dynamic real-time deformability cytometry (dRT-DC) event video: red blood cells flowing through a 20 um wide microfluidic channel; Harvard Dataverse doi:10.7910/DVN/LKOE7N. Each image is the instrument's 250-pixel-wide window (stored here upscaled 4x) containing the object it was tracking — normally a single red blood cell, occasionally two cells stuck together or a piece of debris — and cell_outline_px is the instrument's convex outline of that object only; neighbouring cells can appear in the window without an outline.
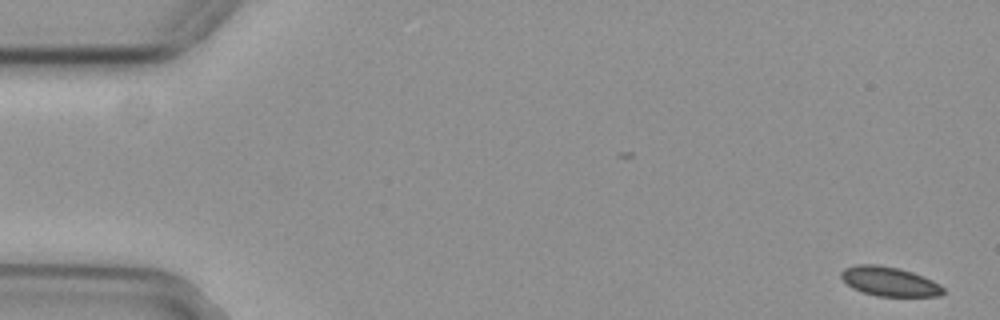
{"species": "common noctule bat (a hibernating species)", "species_latin": "Nyctalus noctula", "temperature_condition": "cold", "stored_images_in_passage": 55, "camera_frame_rate_fps": 3000, "um_per_image_px": 0.085, "animal": {"sex": "female", "body_mass_g": 29.2, "forearm_length_mm": 56.3}, "frame": {"image": 1, "passage_image": 1, "time_ms": 0.0, "image_size_px": [1000, 320], "cell_outline_px": [[944, 292], [940, 296], [876, 296], [852, 288], [840, 276], [840, 272], [844, 268], [856, 264], [876, 264], [900, 268], [924, 276], [940, 284], [944, 288]], "centroid_in_image_um": [75.6, 23.91], "position_along_channel_um": 9.4, "area_um2": 17.51}}
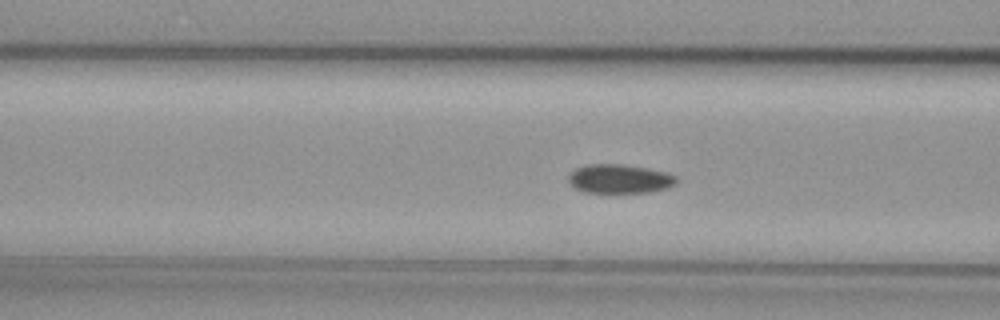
{"frame": {"image": 2, "passage_image": 21, "time_ms": 6.667, "image_size_px": [1000, 320], "cell_outline_px": [[676, 184], [668, 188], [648, 192], [584, 192], [576, 188], [568, 180], [568, 176], [576, 168], [588, 164], [620, 164], [648, 168], [668, 172], [676, 176]], "centroid_in_image_um": [52.69, 15.19], "position_along_channel_um": 113.9, "area_um2": 18.15}}
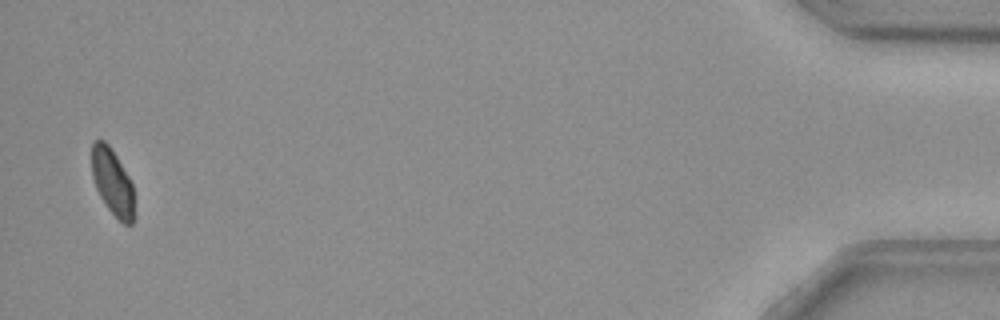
{"frame": {"image": 3, "passage_image": 54, "time_ms": 17.667, "image_size_px": [1000, 320], "cell_outline_px": [[132, 224], [124, 224], [108, 208], [100, 196], [96, 188], [92, 176], [92, 144], [96, 140], [104, 140], [108, 144], [116, 156], [128, 176], [132, 184]], "centroid_in_image_um": [9.52, 15.43], "position_along_channel_um": 425.7, "area_um2": 15.84}, "authors_computed_cell_mechanics": {"area_um2": 18.1492, "velocity_mm_per_s": 3.6913, "shape_relaxation_time_tau1_ms": 6.7355, "shape_relaxation_time_tau2_ms": null, "deformation_change_tau1": 0.0877, "deformation_change_tau2": null}}